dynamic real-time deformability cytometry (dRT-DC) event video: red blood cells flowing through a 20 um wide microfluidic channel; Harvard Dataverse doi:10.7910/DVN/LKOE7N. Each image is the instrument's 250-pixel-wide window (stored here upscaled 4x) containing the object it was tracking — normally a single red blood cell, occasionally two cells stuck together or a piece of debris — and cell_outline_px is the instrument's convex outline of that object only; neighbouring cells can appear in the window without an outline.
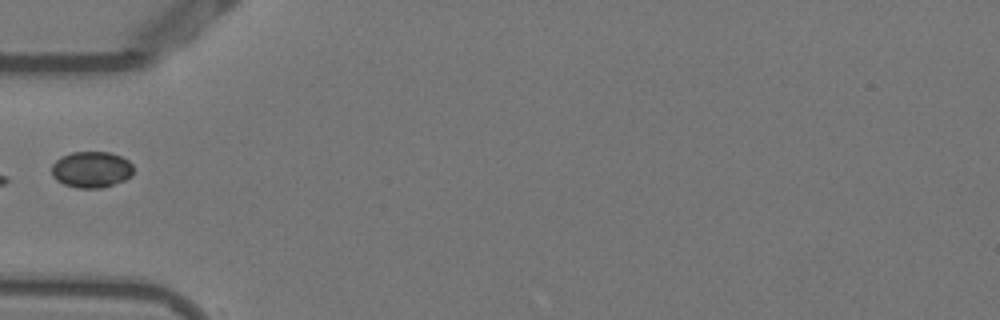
{"species": "Egyptian fruit bat (a non-hibernating species)", "species_latin": "Rousettus aegyptiacus", "temperature_condition": "warm", "stored_images_in_passage": 35, "camera_frame_rate_fps": 3000, "um_per_image_px": 0.085, "animal": {"sex": "female"}, "frame": {"image": 1, "passage_image": 1, "time_ms": 0.0, "image_size_px": [1000, 320], "cell_outline_px": [[132, 176], [124, 180], [100, 188], [76, 188], [64, 184], [56, 180], [52, 176], [52, 164], [60, 156], [72, 152], [108, 152], [120, 156], [128, 160], [132, 164]], "centroid_in_image_um": [7.74, 14.41], "position_along_channel_um": 77.3, "area_um2": 17.28}}